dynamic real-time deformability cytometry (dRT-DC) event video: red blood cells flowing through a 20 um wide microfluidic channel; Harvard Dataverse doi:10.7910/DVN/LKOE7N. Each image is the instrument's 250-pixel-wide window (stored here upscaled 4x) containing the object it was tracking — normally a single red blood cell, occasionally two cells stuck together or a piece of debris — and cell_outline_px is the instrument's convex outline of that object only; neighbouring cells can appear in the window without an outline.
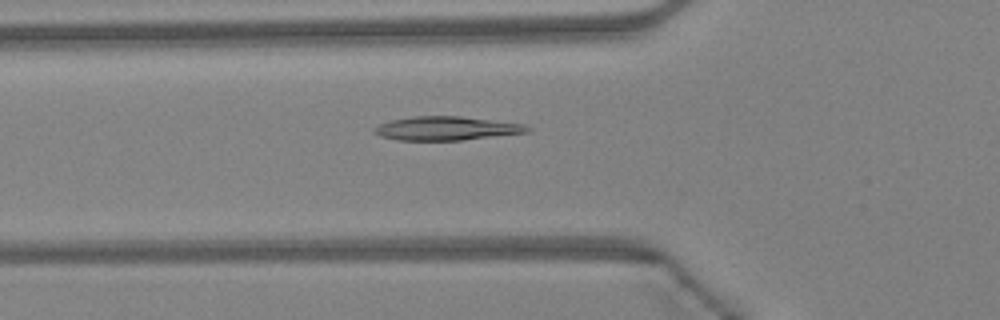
{"species": "Egyptian fruit bat (a non-hibernating species)", "species_latin": "Rousettus aegyptiacus", "temperature_condition": "warm", "stored_images_in_passage": 44, "camera_frame_rate_fps": 3000, "um_per_image_px": 0.085, "animal": {"sex": "female"}, "frame": {"image": 1, "passage_image": 14, "time_ms": 4.333, "image_size_px": [1000, 320], "cell_outline_px": [[532, 128], [528, 132], [460, 140], [396, 140], [380, 136], [372, 132], [372, 128], [380, 124], [392, 120], [412, 116], [460, 116], [524, 124]], "centroid_in_image_um": [37.9, 10.91], "position_along_channel_um": 87.9, "area_um2": 21.1}}
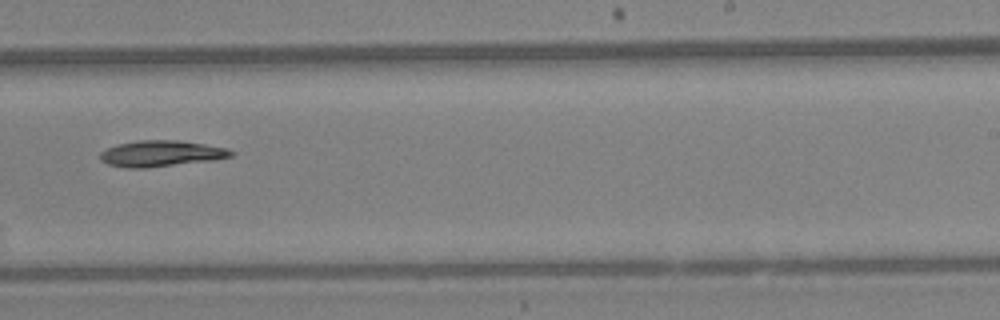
{"frame": {"image": 2, "passage_image": 27, "time_ms": 8.667, "image_size_px": [1000, 320], "cell_outline_px": [[236, 152], [232, 156], [212, 160], [144, 168], [128, 168], [108, 164], [100, 160], [100, 152], [108, 148], [120, 144], [136, 140], [176, 140], [204, 144], [228, 148]], "centroid_in_image_um": [13.7, 13.05], "position_along_channel_um": 275.3, "area_um2": 19.71}}
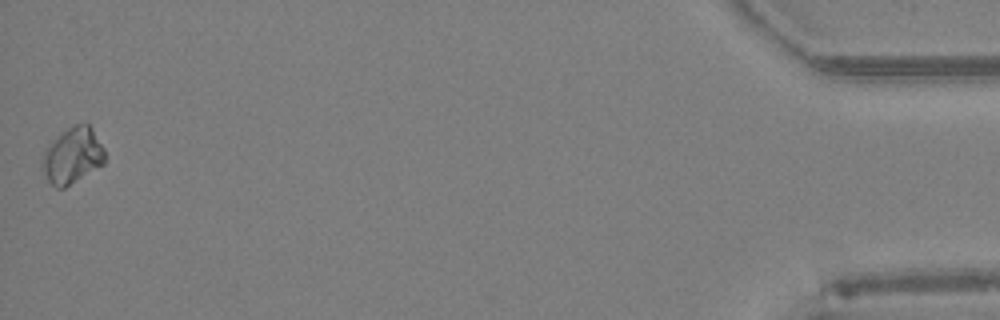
{"frame": {"image": 3, "passage_image": 44, "time_ms": 14.333, "image_size_px": [1000, 320], "cell_outline_px": [[104, 164], [64, 188], [56, 188], [48, 180], [40, 168], [40, 160], [44, 148], [48, 144], [68, 128], [84, 120], [92, 128], [104, 148]], "centroid_in_image_um": [6.13, 13.22], "position_along_channel_um": 429.1, "area_um2": 20.63}, "authors_computed_cell_mechanics": {"area_um2": 19.8832, "velocity_mm_per_s": 4.3321, "shape_relaxation_time_tau1_ms": 3.844, "shape_relaxation_time_tau2_ms": null, "deformation_change_tau1": 0.0701, "deformation_change_tau2": null}}